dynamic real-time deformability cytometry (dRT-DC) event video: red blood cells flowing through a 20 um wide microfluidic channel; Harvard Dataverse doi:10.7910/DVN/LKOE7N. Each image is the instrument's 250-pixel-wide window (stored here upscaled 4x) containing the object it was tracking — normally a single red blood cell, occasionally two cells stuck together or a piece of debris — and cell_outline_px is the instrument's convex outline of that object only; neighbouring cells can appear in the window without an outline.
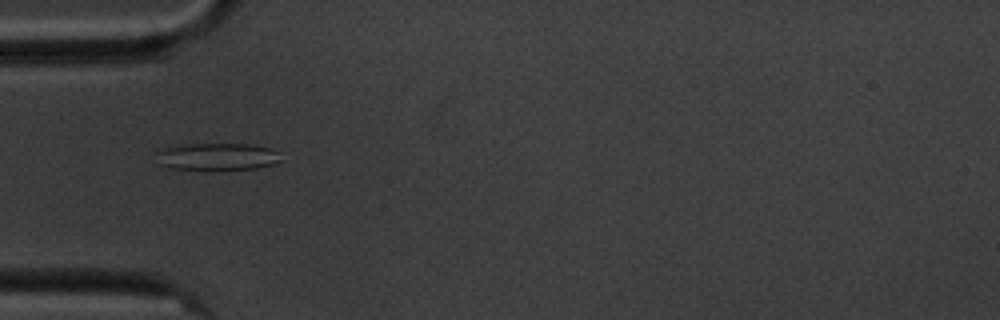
{"species": "common noctule bat (a hibernating species)", "species_latin": "Nyctalus noctula", "temperature_condition": "cold", "stored_images_in_passage": 10, "camera_frame_rate_fps": 3000, "um_per_image_px": 0.085, "animal": {"sex": "male", "body_mass_g": 20.1, "forearm_length_mm": 53.5}, "frame": {"image": 1, "passage_image": 6, "time_ms": 5.667, "image_size_px": [1000, 320], "cell_outline_px": [[284, 160], [272, 164], [256, 168], [168, 168], [156, 164], [156, 148], [180, 144], [248, 144], [272, 148], [280, 152]], "centroid_in_image_um": [18.41, 13.28], "position_along_channel_um": 66.6, "area_um2": 19.88}}
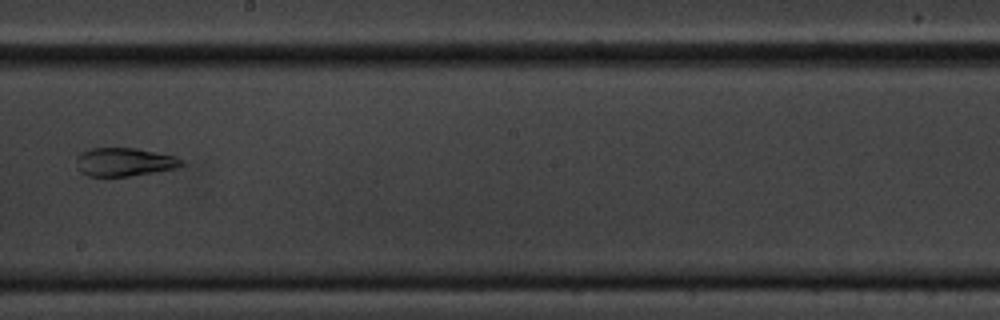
{"frame": {"image": 2, "passage_image": 10, "time_ms": 10.667, "image_size_px": [1000, 320], "cell_outline_px": [[184, 164], [176, 168], [128, 176], [88, 176], [80, 172], [76, 168], [76, 156], [80, 152], [92, 148], [136, 148], [176, 156], [184, 160]], "centroid_in_image_um": [10.54, 13.76], "position_along_channel_um": 237.7, "area_um2": 17.51}}